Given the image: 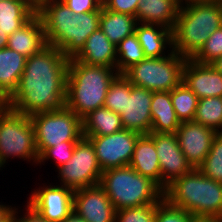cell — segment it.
Segmentation results:
<instances>
[{"label": "cell", "mask_w": 222, "mask_h": 222, "mask_svg": "<svg viewBox=\"0 0 222 222\" xmlns=\"http://www.w3.org/2000/svg\"><path fill=\"white\" fill-rule=\"evenodd\" d=\"M150 132L176 133L180 126L171 100V91H152Z\"/></svg>", "instance_id": "obj_24"}, {"label": "cell", "mask_w": 222, "mask_h": 222, "mask_svg": "<svg viewBox=\"0 0 222 222\" xmlns=\"http://www.w3.org/2000/svg\"><path fill=\"white\" fill-rule=\"evenodd\" d=\"M152 91L132 85L130 94H126L124 112L120 114L124 129L149 134L151 119Z\"/></svg>", "instance_id": "obj_16"}, {"label": "cell", "mask_w": 222, "mask_h": 222, "mask_svg": "<svg viewBox=\"0 0 222 222\" xmlns=\"http://www.w3.org/2000/svg\"><path fill=\"white\" fill-rule=\"evenodd\" d=\"M129 166L142 176L149 177L161 188L159 159L154 141L148 134H141L136 141Z\"/></svg>", "instance_id": "obj_21"}, {"label": "cell", "mask_w": 222, "mask_h": 222, "mask_svg": "<svg viewBox=\"0 0 222 222\" xmlns=\"http://www.w3.org/2000/svg\"><path fill=\"white\" fill-rule=\"evenodd\" d=\"M14 205L13 203L0 202V222H11Z\"/></svg>", "instance_id": "obj_40"}, {"label": "cell", "mask_w": 222, "mask_h": 222, "mask_svg": "<svg viewBox=\"0 0 222 222\" xmlns=\"http://www.w3.org/2000/svg\"><path fill=\"white\" fill-rule=\"evenodd\" d=\"M164 199L197 217L222 219V183L198 169L173 180L164 190Z\"/></svg>", "instance_id": "obj_4"}, {"label": "cell", "mask_w": 222, "mask_h": 222, "mask_svg": "<svg viewBox=\"0 0 222 222\" xmlns=\"http://www.w3.org/2000/svg\"><path fill=\"white\" fill-rule=\"evenodd\" d=\"M140 0H104L102 6L105 9L117 13H125L136 16Z\"/></svg>", "instance_id": "obj_37"}, {"label": "cell", "mask_w": 222, "mask_h": 222, "mask_svg": "<svg viewBox=\"0 0 222 222\" xmlns=\"http://www.w3.org/2000/svg\"><path fill=\"white\" fill-rule=\"evenodd\" d=\"M179 147L192 169H198L208 155L217 132L194 121L181 122L176 130Z\"/></svg>", "instance_id": "obj_14"}, {"label": "cell", "mask_w": 222, "mask_h": 222, "mask_svg": "<svg viewBox=\"0 0 222 222\" xmlns=\"http://www.w3.org/2000/svg\"><path fill=\"white\" fill-rule=\"evenodd\" d=\"M78 141H64L55 145L51 148H46L38 158L37 166L41 169L42 165L49 162H53L54 168H59L60 166L66 164L72 157L75 145ZM52 160V161H51ZM47 162V163H46Z\"/></svg>", "instance_id": "obj_33"}, {"label": "cell", "mask_w": 222, "mask_h": 222, "mask_svg": "<svg viewBox=\"0 0 222 222\" xmlns=\"http://www.w3.org/2000/svg\"><path fill=\"white\" fill-rule=\"evenodd\" d=\"M61 222H86L81 216H79L74 210Z\"/></svg>", "instance_id": "obj_41"}, {"label": "cell", "mask_w": 222, "mask_h": 222, "mask_svg": "<svg viewBox=\"0 0 222 222\" xmlns=\"http://www.w3.org/2000/svg\"><path fill=\"white\" fill-rule=\"evenodd\" d=\"M222 26V3H195L180 7L172 30L173 51L191 59L210 34Z\"/></svg>", "instance_id": "obj_5"}, {"label": "cell", "mask_w": 222, "mask_h": 222, "mask_svg": "<svg viewBox=\"0 0 222 222\" xmlns=\"http://www.w3.org/2000/svg\"><path fill=\"white\" fill-rule=\"evenodd\" d=\"M116 55V71L119 74H123L132 65L137 64L146 58L135 33L125 37L116 46Z\"/></svg>", "instance_id": "obj_30"}, {"label": "cell", "mask_w": 222, "mask_h": 222, "mask_svg": "<svg viewBox=\"0 0 222 222\" xmlns=\"http://www.w3.org/2000/svg\"><path fill=\"white\" fill-rule=\"evenodd\" d=\"M182 82L198 97H222V74L210 64L187 59Z\"/></svg>", "instance_id": "obj_17"}, {"label": "cell", "mask_w": 222, "mask_h": 222, "mask_svg": "<svg viewBox=\"0 0 222 222\" xmlns=\"http://www.w3.org/2000/svg\"><path fill=\"white\" fill-rule=\"evenodd\" d=\"M191 222H222L221 218L197 217L195 216Z\"/></svg>", "instance_id": "obj_43"}, {"label": "cell", "mask_w": 222, "mask_h": 222, "mask_svg": "<svg viewBox=\"0 0 222 222\" xmlns=\"http://www.w3.org/2000/svg\"><path fill=\"white\" fill-rule=\"evenodd\" d=\"M73 210L86 222H115L116 209L99 184L75 190Z\"/></svg>", "instance_id": "obj_15"}, {"label": "cell", "mask_w": 222, "mask_h": 222, "mask_svg": "<svg viewBox=\"0 0 222 222\" xmlns=\"http://www.w3.org/2000/svg\"><path fill=\"white\" fill-rule=\"evenodd\" d=\"M9 35L0 30V49L7 47Z\"/></svg>", "instance_id": "obj_44"}, {"label": "cell", "mask_w": 222, "mask_h": 222, "mask_svg": "<svg viewBox=\"0 0 222 222\" xmlns=\"http://www.w3.org/2000/svg\"><path fill=\"white\" fill-rule=\"evenodd\" d=\"M210 65L222 74V56L216 58L214 61L210 63Z\"/></svg>", "instance_id": "obj_45"}, {"label": "cell", "mask_w": 222, "mask_h": 222, "mask_svg": "<svg viewBox=\"0 0 222 222\" xmlns=\"http://www.w3.org/2000/svg\"><path fill=\"white\" fill-rule=\"evenodd\" d=\"M141 134L123 129L106 136H83L93 145L102 171L128 166L134 152L135 143Z\"/></svg>", "instance_id": "obj_12"}, {"label": "cell", "mask_w": 222, "mask_h": 222, "mask_svg": "<svg viewBox=\"0 0 222 222\" xmlns=\"http://www.w3.org/2000/svg\"><path fill=\"white\" fill-rule=\"evenodd\" d=\"M157 203L116 210L115 222H155Z\"/></svg>", "instance_id": "obj_35"}, {"label": "cell", "mask_w": 222, "mask_h": 222, "mask_svg": "<svg viewBox=\"0 0 222 222\" xmlns=\"http://www.w3.org/2000/svg\"><path fill=\"white\" fill-rule=\"evenodd\" d=\"M179 9L177 0H140L135 18L140 23L173 30Z\"/></svg>", "instance_id": "obj_23"}, {"label": "cell", "mask_w": 222, "mask_h": 222, "mask_svg": "<svg viewBox=\"0 0 222 222\" xmlns=\"http://www.w3.org/2000/svg\"><path fill=\"white\" fill-rule=\"evenodd\" d=\"M99 185L116 210L154 204L163 197V190L154 181L129 165L104 170Z\"/></svg>", "instance_id": "obj_6"}, {"label": "cell", "mask_w": 222, "mask_h": 222, "mask_svg": "<svg viewBox=\"0 0 222 222\" xmlns=\"http://www.w3.org/2000/svg\"><path fill=\"white\" fill-rule=\"evenodd\" d=\"M194 122L222 132V97H206L198 100Z\"/></svg>", "instance_id": "obj_28"}, {"label": "cell", "mask_w": 222, "mask_h": 222, "mask_svg": "<svg viewBox=\"0 0 222 222\" xmlns=\"http://www.w3.org/2000/svg\"><path fill=\"white\" fill-rule=\"evenodd\" d=\"M73 193L72 189L47 180L26 195L29 197L25 203L48 222H61L73 211Z\"/></svg>", "instance_id": "obj_11"}, {"label": "cell", "mask_w": 222, "mask_h": 222, "mask_svg": "<svg viewBox=\"0 0 222 222\" xmlns=\"http://www.w3.org/2000/svg\"><path fill=\"white\" fill-rule=\"evenodd\" d=\"M16 157V158H15ZM39 154L34 127L29 116L0 104V171L19 159L36 168Z\"/></svg>", "instance_id": "obj_7"}, {"label": "cell", "mask_w": 222, "mask_h": 222, "mask_svg": "<svg viewBox=\"0 0 222 222\" xmlns=\"http://www.w3.org/2000/svg\"><path fill=\"white\" fill-rule=\"evenodd\" d=\"M16 205H14L11 222H48L27 203L23 204L24 209H21L23 208L22 206L18 205L16 207Z\"/></svg>", "instance_id": "obj_38"}, {"label": "cell", "mask_w": 222, "mask_h": 222, "mask_svg": "<svg viewBox=\"0 0 222 222\" xmlns=\"http://www.w3.org/2000/svg\"><path fill=\"white\" fill-rule=\"evenodd\" d=\"M36 14V0L0 1V30L9 36Z\"/></svg>", "instance_id": "obj_25"}, {"label": "cell", "mask_w": 222, "mask_h": 222, "mask_svg": "<svg viewBox=\"0 0 222 222\" xmlns=\"http://www.w3.org/2000/svg\"><path fill=\"white\" fill-rule=\"evenodd\" d=\"M27 57L5 47L0 49V103H4L17 89Z\"/></svg>", "instance_id": "obj_22"}, {"label": "cell", "mask_w": 222, "mask_h": 222, "mask_svg": "<svg viewBox=\"0 0 222 222\" xmlns=\"http://www.w3.org/2000/svg\"><path fill=\"white\" fill-rule=\"evenodd\" d=\"M73 59L88 65L116 69V46L98 28L87 38L84 47Z\"/></svg>", "instance_id": "obj_19"}, {"label": "cell", "mask_w": 222, "mask_h": 222, "mask_svg": "<svg viewBox=\"0 0 222 222\" xmlns=\"http://www.w3.org/2000/svg\"><path fill=\"white\" fill-rule=\"evenodd\" d=\"M58 185L73 191L99 184L103 173L92 143L82 137L75 145L69 161L55 170Z\"/></svg>", "instance_id": "obj_10"}, {"label": "cell", "mask_w": 222, "mask_h": 222, "mask_svg": "<svg viewBox=\"0 0 222 222\" xmlns=\"http://www.w3.org/2000/svg\"><path fill=\"white\" fill-rule=\"evenodd\" d=\"M29 117L34 127L39 155L46 148L64 141H79L83 137L82 119L67 107L62 110L38 112Z\"/></svg>", "instance_id": "obj_9"}, {"label": "cell", "mask_w": 222, "mask_h": 222, "mask_svg": "<svg viewBox=\"0 0 222 222\" xmlns=\"http://www.w3.org/2000/svg\"><path fill=\"white\" fill-rule=\"evenodd\" d=\"M217 0H177V3L180 7L187 6L189 4H195V3H209L214 2Z\"/></svg>", "instance_id": "obj_42"}, {"label": "cell", "mask_w": 222, "mask_h": 222, "mask_svg": "<svg viewBox=\"0 0 222 222\" xmlns=\"http://www.w3.org/2000/svg\"><path fill=\"white\" fill-rule=\"evenodd\" d=\"M186 60L173 51L168 56L145 58L128 68L123 75L133 86L153 92L171 91L182 83Z\"/></svg>", "instance_id": "obj_8"}, {"label": "cell", "mask_w": 222, "mask_h": 222, "mask_svg": "<svg viewBox=\"0 0 222 222\" xmlns=\"http://www.w3.org/2000/svg\"><path fill=\"white\" fill-rule=\"evenodd\" d=\"M123 129L120 115L106 107L97 108L82 118L83 136H106Z\"/></svg>", "instance_id": "obj_26"}, {"label": "cell", "mask_w": 222, "mask_h": 222, "mask_svg": "<svg viewBox=\"0 0 222 222\" xmlns=\"http://www.w3.org/2000/svg\"><path fill=\"white\" fill-rule=\"evenodd\" d=\"M195 216L169 204L164 197L157 202L155 222H191Z\"/></svg>", "instance_id": "obj_36"}, {"label": "cell", "mask_w": 222, "mask_h": 222, "mask_svg": "<svg viewBox=\"0 0 222 222\" xmlns=\"http://www.w3.org/2000/svg\"><path fill=\"white\" fill-rule=\"evenodd\" d=\"M136 24L134 16L113 12L101 6L99 28L115 46L134 33Z\"/></svg>", "instance_id": "obj_27"}, {"label": "cell", "mask_w": 222, "mask_h": 222, "mask_svg": "<svg viewBox=\"0 0 222 222\" xmlns=\"http://www.w3.org/2000/svg\"><path fill=\"white\" fill-rule=\"evenodd\" d=\"M198 170L208 178L222 183V132L214 137L210 151Z\"/></svg>", "instance_id": "obj_32"}, {"label": "cell", "mask_w": 222, "mask_h": 222, "mask_svg": "<svg viewBox=\"0 0 222 222\" xmlns=\"http://www.w3.org/2000/svg\"><path fill=\"white\" fill-rule=\"evenodd\" d=\"M132 84L123 74H118L110 84L106 94L104 107L117 114L124 112L126 94H130Z\"/></svg>", "instance_id": "obj_31"}, {"label": "cell", "mask_w": 222, "mask_h": 222, "mask_svg": "<svg viewBox=\"0 0 222 222\" xmlns=\"http://www.w3.org/2000/svg\"><path fill=\"white\" fill-rule=\"evenodd\" d=\"M154 141L161 170V189L164 190L173 180L189 173L192 167L179 147L175 133L148 134Z\"/></svg>", "instance_id": "obj_13"}, {"label": "cell", "mask_w": 222, "mask_h": 222, "mask_svg": "<svg viewBox=\"0 0 222 222\" xmlns=\"http://www.w3.org/2000/svg\"><path fill=\"white\" fill-rule=\"evenodd\" d=\"M222 56V26L210 34L200 50L191 58L200 64H210Z\"/></svg>", "instance_id": "obj_34"}, {"label": "cell", "mask_w": 222, "mask_h": 222, "mask_svg": "<svg viewBox=\"0 0 222 222\" xmlns=\"http://www.w3.org/2000/svg\"><path fill=\"white\" fill-rule=\"evenodd\" d=\"M69 60L51 45L30 56L17 89L3 104L27 116L64 109Z\"/></svg>", "instance_id": "obj_1"}, {"label": "cell", "mask_w": 222, "mask_h": 222, "mask_svg": "<svg viewBox=\"0 0 222 222\" xmlns=\"http://www.w3.org/2000/svg\"><path fill=\"white\" fill-rule=\"evenodd\" d=\"M171 100L180 122L194 120L199 99L183 82L171 90Z\"/></svg>", "instance_id": "obj_29"}, {"label": "cell", "mask_w": 222, "mask_h": 222, "mask_svg": "<svg viewBox=\"0 0 222 222\" xmlns=\"http://www.w3.org/2000/svg\"><path fill=\"white\" fill-rule=\"evenodd\" d=\"M134 33L146 58L164 57L173 52L172 30L164 26L137 22Z\"/></svg>", "instance_id": "obj_18"}, {"label": "cell", "mask_w": 222, "mask_h": 222, "mask_svg": "<svg viewBox=\"0 0 222 222\" xmlns=\"http://www.w3.org/2000/svg\"><path fill=\"white\" fill-rule=\"evenodd\" d=\"M36 14L41 19L47 45L71 59L99 28L101 11L74 14L61 0H36Z\"/></svg>", "instance_id": "obj_2"}, {"label": "cell", "mask_w": 222, "mask_h": 222, "mask_svg": "<svg viewBox=\"0 0 222 222\" xmlns=\"http://www.w3.org/2000/svg\"><path fill=\"white\" fill-rule=\"evenodd\" d=\"M119 73L115 68L88 65L71 58L68 63L66 107L81 119L104 107L107 91Z\"/></svg>", "instance_id": "obj_3"}, {"label": "cell", "mask_w": 222, "mask_h": 222, "mask_svg": "<svg viewBox=\"0 0 222 222\" xmlns=\"http://www.w3.org/2000/svg\"><path fill=\"white\" fill-rule=\"evenodd\" d=\"M74 14H83L92 11H101L102 3L99 0H61Z\"/></svg>", "instance_id": "obj_39"}, {"label": "cell", "mask_w": 222, "mask_h": 222, "mask_svg": "<svg viewBox=\"0 0 222 222\" xmlns=\"http://www.w3.org/2000/svg\"><path fill=\"white\" fill-rule=\"evenodd\" d=\"M47 46L40 17L35 14L25 25L14 31L7 47L29 58Z\"/></svg>", "instance_id": "obj_20"}]
</instances>
